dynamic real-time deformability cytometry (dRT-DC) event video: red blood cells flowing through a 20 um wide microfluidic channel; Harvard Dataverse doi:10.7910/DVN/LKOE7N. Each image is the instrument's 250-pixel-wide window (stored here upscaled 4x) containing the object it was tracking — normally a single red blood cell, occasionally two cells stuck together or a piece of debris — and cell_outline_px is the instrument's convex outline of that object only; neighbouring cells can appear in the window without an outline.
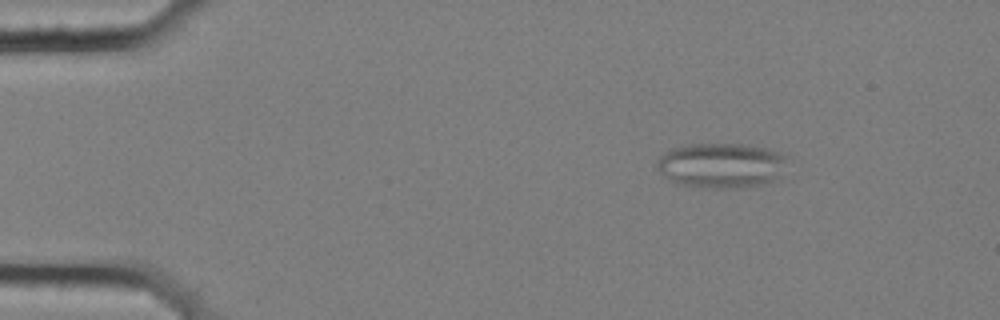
{"species": "common noctule bat (a hibernating species)", "species_latin": "Nyctalus noctula", "temperature_condition": "cold", "stored_images_in_passage": 5, "camera_frame_rate_fps": 3000, "um_per_image_px": 0.085, "animal": {"sex": "female", "body_mass_g": 25.1}, "frame": {"image": 1, "passage_image": 3, "time_ms": 0.667, "image_size_px": [1000, 320], "cell_outline_px": [[792, 156], [780, 180], [760, 184], [736, 188], [708, 188], [680, 184], [668, 180], [656, 168], [656, 160], [664, 152], [672, 148], [688, 144], [740, 144], [768, 148]], "centroid_in_image_um": [61.39, 14.05], "position_along_channel_um": 23.6, "area_um2": 35.08}}